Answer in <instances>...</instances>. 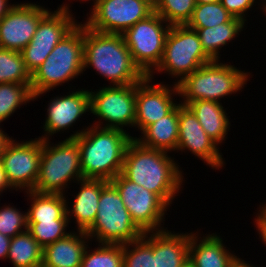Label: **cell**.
Returning <instances> with one entry per match:
<instances>
[{"label": "cell", "mask_w": 266, "mask_h": 267, "mask_svg": "<svg viewBox=\"0 0 266 267\" xmlns=\"http://www.w3.org/2000/svg\"><path fill=\"white\" fill-rule=\"evenodd\" d=\"M35 267H46V266L41 264V265H38V266H35Z\"/></svg>", "instance_id": "50"}, {"label": "cell", "mask_w": 266, "mask_h": 267, "mask_svg": "<svg viewBox=\"0 0 266 267\" xmlns=\"http://www.w3.org/2000/svg\"><path fill=\"white\" fill-rule=\"evenodd\" d=\"M81 126L63 139H74L80 148L83 178L111 181L122 171L131 134L115 128Z\"/></svg>", "instance_id": "2"}, {"label": "cell", "mask_w": 266, "mask_h": 267, "mask_svg": "<svg viewBox=\"0 0 266 267\" xmlns=\"http://www.w3.org/2000/svg\"><path fill=\"white\" fill-rule=\"evenodd\" d=\"M260 205L266 210V202L265 201L260 203Z\"/></svg>", "instance_id": "48"}, {"label": "cell", "mask_w": 266, "mask_h": 267, "mask_svg": "<svg viewBox=\"0 0 266 267\" xmlns=\"http://www.w3.org/2000/svg\"><path fill=\"white\" fill-rule=\"evenodd\" d=\"M196 4L221 2V0H195Z\"/></svg>", "instance_id": "44"}, {"label": "cell", "mask_w": 266, "mask_h": 267, "mask_svg": "<svg viewBox=\"0 0 266 267\" xmlns=\"http://www.w3.org/2000/svg\"><path fill=\"white\" fill-rule=\"evenodd\" d=\"M170 28L154 11L122 34L134 63L146 76L160 63Z\"/></svg>", "instance_id": "10"}, {"label": "cell", "mask_w": 266, "mask_h": 267, "mask_svg": "<svg viewBox=\"0 0 266 267\" xmlns=\"http://www.w3.org/2000/svg\"><path fill=\"white\" fill-rule=\"evenodd\" d=\"M1 205V203H0ZM27 231V211L13 204L0 206V233L13 238Z\"/></svg>", "instance_id": "35"}, {"label": "cell", "mask_w": 266, "mask_h": 267, "mask_svg": "<svg viewBox=\"0 0 266 267\" xmlns=\"http://www.w3.org/2000/svg\"><path fill=\"white\" fill-rule=\"evenodd\" d=\"M43 248L25 231L11 238L7 261L13 267H35L42 264Z\"/></svg>", "instance_id": "27"}, {"label": "cell", "mask_w": 266, "mask_h": 267, "mask_svg": "<svg viewBox=\"0 0 266 267\" xmlns=\"http://www.w3.org/2000/svg\"><path fill=\"white\" fill-rule=\"evenodd\" d=\"M195 6V0H159L154 11L170 26L186 25Z\"/></svg>", "instance_id": "34"}, {"label": "cell", "mask_w": 266, "mask_h": 267, "mask_svg": "<svg viewBox=\"0 0 266 267\" xmlns=\"http://www.w3.org/2000/svg\"><path fill=\"white\" fill-rule=\"evenodd\" d=\"M83 53V22L81 21L57 43L46 60L31 74L34 101L85 74Z\"/></svg>", "instance_id": "5"}, {"label": "cell", "mask_w": 266, "mask_h": 267, "mask_svg": "<svg viewBox=\"0 0 266 267\" xmlns=\"http://www.w3.org/2000/svg\"><path fill=\"white\" fill-rule=\"evenodd\" d=\"M179 135L178 105L166 116L150 124L139 136L134 137L142 146L174 153ZM173 151V152H172Z\"/></svg>", "instance_id": "24"}, {"label": "cell", "mask_w": 266, "mask_h": 267, "mask_svg": "<svg viewBox=\"0 0 266 267\" xmlns=\"http://www.w3.org/2000/svg\"><path fill=\"white\" fill-rule=\"evenodd\" d=\"M15 189L10 185L8 179H7V175L4 171L3 168V164H2V160L0 158V196L2 197L3 193L5 192H11V193H15L13 192Z\"/></svg>", "instance_id": "38"}, {"label": "cell", "mask_w": 266, "mask_h": 267, "mask_svg": "<svg viewBox=\"0 0 266 267\" xmlns=\"http://www.w3.org/2000/svg\"><path fill=\"white\" fill-rule=\"evenodd\" d=\"M123 267H155L153 232L144 233L139 239L123 244Z\"/></svg>", "instance_id": "31"}, {"label": "cell", "mask_w": 266, "mask_h": 267, "mask_svg": "<svg viewBox=\"0 0 266 267\" xmlns=\"http://www.w3.org/2000/svg\"><path fill=\"white\" fill-rule=\"evenodd\" d=\"M110 182L118 190L132 221L143 233L168 228L164 219L170 207L158 195L131 182L121 173Z\"/></svg>", "instance_id": "11"}, {"label": "cell", "mask_w": 266, "mask_h": 267, "mask_svg": "<svg viewBox=\"0 0 266 267\" xmlns=\"http://www.w3.org/2000/svg\"><path fill=\"white\" fill-rule=\"evenodd\" d=\"M233 16L222 6L221 2L196 4L186 26L189 28L214 27L229 22Z\"/></svg>", "instance_id": "33"}, {"label": "cell", "mask_w": 266, "mask_h": 267, "mask_svg": "<svg viewBox=\"0 0 266 267\" xmlns=\"http://www.w3.org/2000/svg\"><path fill=\"white\" fill-rule=\"evenodd\" d=\"M16 3L9 0H0V20L12 9Z\"/></svg>", "instance_id": "41"}, {"label": "cell", "mask_w": 266, "mask_h": 267, "mask_svg": "<svg viewBox=\"0 0 266 267\" xmlns=\"http://www.w3.org/2000/svg\"><path fill=\"white\" fill-rule=\"evenodd\" d=\"M153 12L154 7L145 0H98L86 12L87 18L83 23L97 32L123 34Z\"/></svg>", "instance_id": "13"}, {"label": "cell", "mask_w": 266, "mask_h": 267, "mask_svg": "<svg viewBox=\"0 0 266 267\" xmlns=\"http://www.w3.org/2000/svg\"><path fill=\"white\" fill-rule=\"evenodd\" d=\"M178 124L179 135L175 153H190L215 172L225 168L226 160L220 147L205 133L193 112L181 103L178 104Z\"/></svg>", "instance_id": "17"}, {"label": "cell", "mask_w": 266, "mask_h": 267, "mask_svg": "<svg viewBox=\"0 0 266 267\" xmlns=\"http://www.w3.org/2000/svg\"><path fill=\"white\" fill-rule=\"evenodd\" d=\"M68 219H58L55 221H27V231L44 248L53 242L66 237L71 230Z\"/></svg>", "instance_id": "32"}, {"label": "cell", "mask_w": 266, "mask_h": 267, "mask_svg": "<svg viewBox=\"0 0 266 267\" xmlns=\"http://www.w3.org/2000/svg\"><path fill=\"white\" fill-rule=\"evenodd\" d=\"M24 197L29 200L27 221H55L68 219L66 211V197L63 194L37 193L25 191Z\"/></svg>", "instance_id": "26"}, {"label": "cell", "mask_w": 266, "mask_h": 267, "mask_svg": "<svg viewBox=\"0 0 266 267\" xmlns=\"http://www.w3.org/2000/svg\"><path fill=\"white\" fill-rule=\"evenodd\" d=\"M31 101L34 103V95L31 90V85L1 83L0 124L3 125L2 122L9 120V117H12L15 112H19L17 110L30 104Z\"/></svg>", "instance_id": "28"}, {"label": "cell", "mask_w": 266, "mask_h": 267, "mask_svg": "<svg viewBox=\"0 0 266 267\" xmlns=\"http://www.w3.org/2000/svg\"><path fill=\"white\" fill-rule=\"evenodd\" d=\"M75 89H73V88ZM76 86L68 85L66 94L60 93L50 98L49 103L45 106L46 113L44 118L42 135L40 139L52 140L57 134H63L77 126V122L85 120L83 116L90 113L89 89H76ZM71 90V91H70ZM88 112V113H87ZM70 129V130H69ZM44 133V134H43ZM56 134V135H55Z\"/></svg>", "instance_id": "14"}, {"label": "cell", "mask_w": 266, "mask_h": 267, "mask_svg": "<svg viewBox=\"0 0 266 267\" xmlns=\"http://www.w3.org/2000/svg\"><path fill=\"white\" fill-rule=\"evenodd\" d=\"M1 83L31 85V73L25 66L21 52L0 48Z\"/></svg>", "instance_id": "30"}, {"label": "cell", "mask_w": 266, "mask_h": 267, "mask_svg": "<svg viewBox=\"0 0 266 267\" xmlns=\"http://www.w3.org/2000/svg\"><path fill=\"white\" fill-rule=\"evenodd\" d=\"M170 154L167 151L144 147L132 139L127 146L121 171L126 179L155 193L169 207L173 206L178 194L183 193L187 179L184 178V168Z\"/></svg>", "instance_id": "1"}, {"label": "cell", "mask_w": 266, "mask_h": 267, "mask_svg": "<svg viewBox=\"0 0 266 267\" xmlns=\"http://www.w3.org/2000/svg\"><path fill=\"white\" fill-rule=\"evenodd\" d=\"M246 25L241 19L233 17L229 22L218 26L191 29L196 30L204 52L212 60H221L222 49L224 52V47L227 49L226 46H229L230 43L233 44L241 32L247 29ZM234 39L235 41H233Z\"/></svg>", "instance_id": "25"}, {"label": "cell", "mask_w": 266, "mask_h": 267, "mask_svg": "<svg viewBox=\"0 0 266 267\" xmlns=\"http://www.w3.org/2000/svg\"><path fill=\"white\" fill-rule=\"evenodd\" d=\"M53 11L50 10L40 20L32 40L21 51L25 66L31 74L46 60L57 43L80 23L73 15L76 12Z\"/></svg>", "instance_id": "15"}, {"label": "cell", "mask_w": 266, "mask_h": 267, "mask_svg": "<svg viewBox=\"0 0 266 267\" xmlns=\"http://www.w3.org/2000/svg\"><path fill=\"white\" fill-rule=\"evenodd\" d=\"M182 267H196L192 261L188 258L186 262L182 265Z\"/></svg>", "instance_id": "45"}, {"label": "cell", "mask_w": 266, "mask_h": 267, "mask_svg": "<svg viewBox=\"0 0 266 267\" xmlns=\"http://www.w3.org/2000/svg\"><path fill=\"white\" fill-rule=\"evenodd\" d=\"M86 234L95 243L126 244L144 233L132 221L118 190L109 182L101 191L96 219Z\"/></svg>", "instance_id": "8"}, {"label": "cell", "mask_w": 266, "mask_h": 267, "mask_svg": "<svg viewBox=\"0 0 266 267\" xmlns=\"http://www.w3.org/2000/svg\"><path fill=\"white\" fill-rule=\"evenodd\" d=\"M109 182L104 179L83 178L74 184L79 187H75L78 192L71 194L74 197L72 200L68 197L69 192L65 194L70 226L72 222L75 223L72 230L87 232L92 227L97 216L101 191Z\"/></svg>", "instance_id": "19"}, {"label": "cell", "mask_w": 266, "mask_h": 267, "mask_svg": "<svg viewBox=\"0 0 266 267\" xmlns=\"http://www.w3.org/2000/svg\"><path fill=\"white\" fill-rule=\"evenodd\" d=\"M153 231L155 267H182L189 258L190 231Z\"/></svg>", "instance_id": "22"}, {"label": "cell", "mask_w": 266, "mask_h": 267, "mask_svg": "<svg viewBox=\"0 0 266 267\" xmlns=\"http://www.w3.org/2000/svg\"><path fill=\"white\" fill-rule=\"evenodd\" d=\"M212 61L204 52L196 30L186 25H173L166 37L161 61L148 77L154 79L155 74H167L168 78H172L170 80L174 79L172 83L177 85L186 76Z\"/></svg>", "instance_id": "7"}, {"label": "cell", "mask_w": 266, "mask_h": 267, "mask_svg": "<svg viewBox=\"0 0 266 267\" xmlns=\"http://www.w3.org/2000/svg\"><path fill=\"white\" fill-rule=\"evenodd\" d=\"M263 14L265 15L266 18V8L263 9Z\"/></svg>", "instance_id": "49"}, {"label": "cell", "mask_w": 266, "mask_h": 267, "mask_svg": "<svg viewBox=\"0 0 266 267\" xmlns=\"http://www.w3.org/2000/svg\"><path fill=\"white\" fill-rule=\"evenodd\" d=\"M95 90L89 89L90 114L95 118L91 124L121 129L131 134L134 139V134L128 130L134 129L136 120V84L110 86L106 84Z\"/></svg>", "instance_id": "9"}, {"label": "cell", "mask_w": 266, "mask_h": 267, "mask_svg": "<svg viewBox=\"0 0 266 267\" xmlns=\"http://www.w3.org/2000/svg\"><path fill=\"white\" fill-rule=\"evenodd\" d=\"M89 244L92 245V241L86 232L72 230L66 237L43 248L42 264L46 267H80Z\"/></svg>", "instance_id": "21"}, {"label": "cell", "mask_w": 266, "mask_h": 267, "mask_svg": "<svg viewBox=\"0 0 266 267\" xmlns=\"http://www.w3.org/2000/svg\"><path fill=\"white\" fill-rule=\"evenodd\" d=\"M11 238L0 233V260H6L9 253Z\"/></svg>", "instance_id": "39"}, {"label": "cell", "mask_w": 266, "mask_h": 267, "mask_svg": "<svg viewBox=\"0 0 266 267\" xmlns=\"http://www.w3.org/2000/svg\"><path fill=\"white\" fill-rule=\"evenodd\" d=\"M145 1H147L153 7H155L159 0H145Z\"/></svg>", "instance_id": "47"}, {"label": "cell", "mask_w": 266, "mask_h": 267, "mask_svg": "<svg viewBox=\"0 0 266 267\" xmlns=\"http://www.w3.org/2000/svg\"><path fill=\"white\" fill-rule=\"evenodd\" d=\"M232 267H256V266H254V264H252L251 261H245L243 258L239 257V259L233 264Z\"/></svg>", "instance_id": "43"}, {"label": "cell", "mask_w": 266, "mask_h": 267, "mask_svg": "<svg viewBox=\"0 0 266 267\" xmlns=\"http://www.w3.org/2000/svg\"><path fill=\"white\" fill-rule=\"evenodd\" d=\"M155 80L157 81L146 76L136 84L134 129L140 133L150 124L169 114L180 103L177 85H170L164 81L154 83Z\"/></svg>", "instance_id": "16"}, {"label": "cell", "mask_w": 266, "mask_h": 267, "mask_svg": "<svg viewBox=\"0 0 266 267\" xmlns=\"http://www.w3.org/2000/svg\"><path fill=\"white\" fill-rule=\"evenodd\" d=\"M68 1H70V3H66V1H65V3L63 2L61 5H58L59 7H57V9H59V10H62V11H65V12H68V13H73L72 11L73 10H71L72 9V7H73V5L72 4H74L73 3V1H75V0H68ZM80 1V3H82L83 4V2L84 3H90L89 1H91V0H76L75 2H79ZM97 1L98 0H92L91 2H92V7L91 8H89V10H91L95 5H96V3H97ZM71 2H72V4H71ZM71 4V5H70ZM71 8V9H70Z\"/></svg>", "instance_id": "40"}, {"label": "cell", "mask_w": 266, "mask_h": 267, "mask_svg": "<svg viewBox=\"0 0 266 267\" xmlns=\"http://www.w3.org/2000/svg\"><path fill=\"white\" fill-rule=\"evenodd\" d=\"M42 139L10 138L0 155L10 185L19 193L34 190L39 175Z\"/></svg>", "instance_id": "12"}, {"label": "cell", "mask_w": 266, "mask_h": 267, "mask_svg": "<svg viewBox=\"0 0 266 267\" xmlns=\"http://www.w3.org/2000/svg\"><path fill=\"white\" fill-rule=\"evenodd\" d=\"M231 64L233 61L225 63L223 60H213L186 76L177 84L179 102L182 105L197 100L222 103V99H228L233 94L238 96L250 81V77L253 78V74Z\"/></svg>", "instance_id": "4"}, {"label": "cell", "mask_w": 266, "mask_h": 267, "mask_svg": "<svg viewBox=\"0 0 266 267\" xmlns=\"http://www.w3.org/2000/svg\"><path fill=\"white\" fill-rule=\"evenodd\" d=\"M38 2H16L0 20V48L21 52L32 40L40 20L51 10Z\"/></svg>", "instance_id": "18"}, {"label": "cell", "mask_w": 266, "mask_h": 267, "mask_svg": "<svg viewBox=\"0 0 266 267\" xmlns=\"http://www.w3.org/2000/svg\"><path fill=\"white\" fill-rule=\"evenodd\" d=\"M256 0H221L222 6L234 17L241 19L243 22L248 24V18L252 12L253 7H256L259 13L262 11L263 8L259 7L260 5L257 4ZM257 4V5H256ZM251 11V12H250ZM250 13V14H249ZM249 14V15H248ZM248 15V16H247ZM248 17V18H247Z\"/></svg>", "instance_id": "36"}, {"label": "cell", "mask_w": 266, "mask_h": 267, "mask_svg": "<svg viewBox=\"0 0 266 267\" xmlns=\"http://www.w3.org/2000/svg\"><path fill=\"white\" fill-rule=\"evenodd\" d=\"M80 179L83 174L78 143L74 139L58 143L42 139L39 175L33 191L65 195L70 185Z\"/></svg>", "instance_id": "6"}, {"label": "cell", "mask_w": 266, "mask_h": 267, "mask_svg": "<svg viewBox=\"0 0 266 267\" xmlns=\"http://www.w3.org/2000/svg\"><path fill=\"white\" fill-rule=\"evenodd\" d=\"M186 106L193 112L205 133L218 145L228 139L231 121L228 109L222 103L209 100L192 101ZM227 109V110H226Z\"/></svg>", "instance_id": "23"}, {"label": "cell", "mask_w": 266, "mask_h": 267, "mask_svg": "<svg viewBox=\"0 0 266 267\" xmlns=\"http://www.w3.org/2000/svg\"><path fill=\"white\" fill-rule=\"evenodd\" d=\"M83 52V71L93 69L109 86L137 84L146 77L134 63L122 34L97 32L83 23Z\"/></svg>", "instance_id": "3"}, {"label": "cell", "mask_w": 266, "mask_h": 267, "mask_svg": "<svg viewBox=\"0 0 266 267\" xmlns=\"http://www.w3.org/2000/svg\"><path fill=\"white\" fill-rule=\"evenodd\" d=\"M257 209V212H254L255 218L253 217L254 228L261 239L259 241L264 243V247H266V210L261 205Z\"/></svg>", "instance_id": "37"}, {"label": "cell", "mask_w": 266, "mask_h": 267, "mask_svg": "<svg viewBox=\"0 0 266 267\" xmlns=\"http://www.w3.org/2000/svg\"><path fill=\"white\" fill-rule=\"evenodd\" d=\"M88 245L80 267H123V244L96 243Z\"/></svg>", "instance_id": "29"}, {"label": "cell", "mask_w": 266, "mask_h": 267, "mask_svg": "<svg viewBox=\"0 0 266 267\" xmlns=\"http://www.w3.org/2000/svg\"><path fill=\"white\" fill-rule=\"evenodd\" d=\"M190 231L189 259L196 267H232L239 259L240 255L227 247L222 234Z\"/></svg>", "instance_id": "20"}, {"label": "cell", "mask_w": 266, "mask_h": 267, "mask_svg": "<svg viewBox=\"0 0 266 267\" xmlns=\"http://www.w3.org/2000/svg\"><path fill=\"white\" fill-rule=\"evenodd\" d=\"M4 127L0 124V155L6 144V142L13 136H9L7 132L4 131Z\"/></svg>", "instance_id": "42"}, {"label": "cell", "mask_w": 266, "mask_h": 267, "mask_svg": "<svg viewBox=\"0 0 266 267\" xmlns=\"http://www.w3.org/2000/svg\"><path fill=\"white\" fill-rule=\"evenodd\" d=\"M258 2V4L260 5V7H262L263 9L266 7V0H256Z\"/></svg>", "instance_id": "46"}]
</instances>
